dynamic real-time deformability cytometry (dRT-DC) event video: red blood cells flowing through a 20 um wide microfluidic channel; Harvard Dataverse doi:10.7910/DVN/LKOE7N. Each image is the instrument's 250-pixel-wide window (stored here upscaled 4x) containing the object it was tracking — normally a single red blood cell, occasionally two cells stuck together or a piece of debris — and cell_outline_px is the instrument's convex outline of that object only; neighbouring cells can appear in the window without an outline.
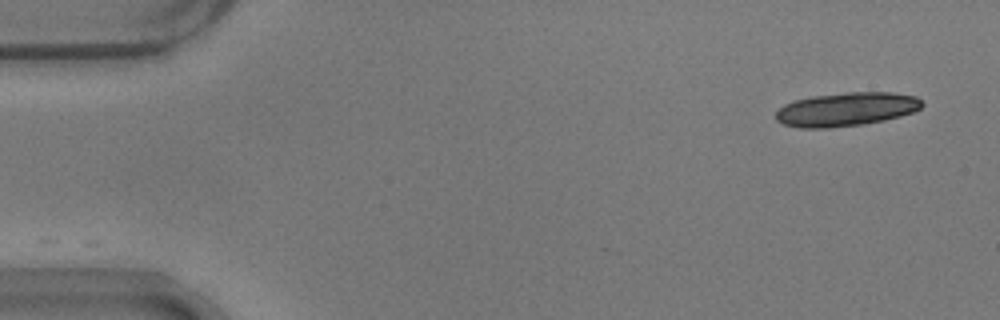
{"species": "common noctule bat (a hibernating species)", "species_latin": "Nyctalus noctula", "temperature_condition": "warm", "stored_images_in_passage": 18, "camera_frame_rate_fps": 3000, "um_per_image_px": 0.085, "animal": {"sex": "male", "body_mass_g": 17.9}, "frame": {"image": 1, "passage_image": 1, "time_ms": 0.0, "image_size_px": [1000, 320], "cell_outline_px": [[924, 104], [920, 108], [912, 112], [900, 116], [884, 120], [864, 124], [828, 128], [800, 128], [784, 124], [776, 120], [776, 112], [784, 104], [796, 100], [812, 96], [848, 92], [892, 92], [916, 96]], "centroid_in_image_um": [71.94, 9.29], "position_along_channel_um": 13.1, "area_um2": 28.67}}